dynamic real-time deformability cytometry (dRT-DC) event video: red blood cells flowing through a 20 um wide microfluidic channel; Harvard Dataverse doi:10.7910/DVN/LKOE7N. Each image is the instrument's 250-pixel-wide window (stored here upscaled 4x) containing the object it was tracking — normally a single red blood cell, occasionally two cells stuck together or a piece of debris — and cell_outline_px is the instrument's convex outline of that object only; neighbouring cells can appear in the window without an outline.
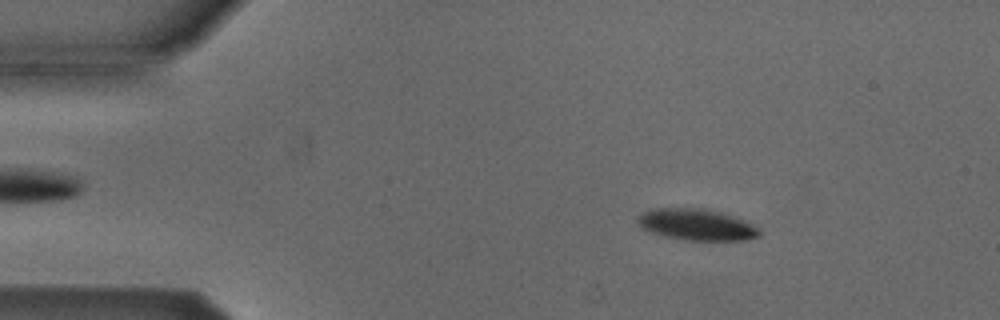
{"species": "Egyptian fruit bat (a non-hibernating species)", "species_latin": "Rousettus aegyptiacus", "temperature_condition": "cold", "stored_images_in_passage": 53, "camera_frame_rate_fps": 3000, "um_per_image_px": 0.085, "animal": {"sex": "male"}, "frame": {"image": 1, "passage_image": 8, "time_ms": 2.333, "image_size_px": [1000, 320], "cell_outline_px": [[760, 236], [748, 240], [684, 240], [652, 232], [640, 228], [636, 220], [644, 212], [652, 208], [700, 208], [720, 212], [752, 224], [760, 228]], "centroid_in_image_um": [59.21, 19.1], "position_along_channel_um": 25.8, "area_um2": 22.02}}
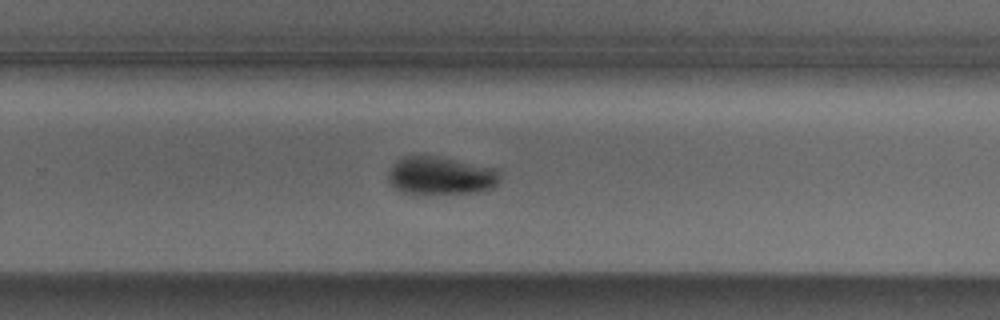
{"frame": {"image": 2, "passage_image": 34, "time_ms": 11.0, "image_size_px": [1000, 320], "cell_outline_px": [[500, 180], [492, 188], [472, 192], [416, 196], [392, 188], [388, 180], [388, 172], [392, 164], [396, 160], [404, 156], [436, 156], [500, 168]], "centroid_in_image_um": [37.43, 14.95], "position_along_channel_um": 292.4, "area_um2": 25.55}}
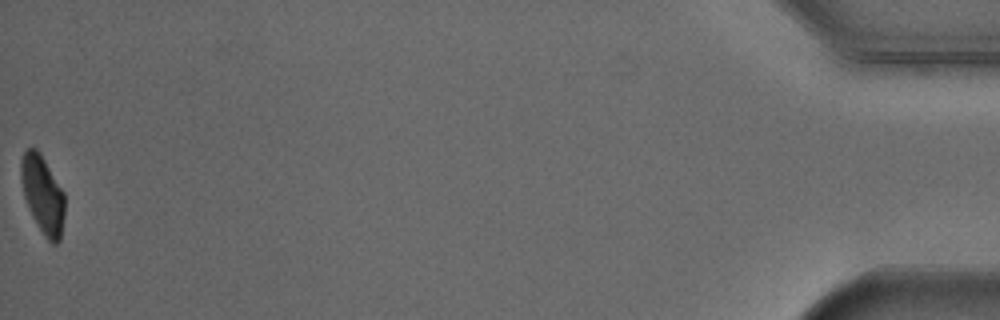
{"frame": {"image": 3, "passage_image": 53, "time_ms": 17.333, "image_size_px": [1000, 320], "cell_outline_px": [[64, 216], [60, 240], [56, 244], [52, 244], [44, 236], [32, 216], [28, 208], [24, 196], [20, 180], [20, 160], [24, 152], [28, 148], [36, 148], [40, 152], [64, 192]], "centroid_in_image_um": [3.61, 16.53], "position_along_channel_um": 431.6, "area_um2": 19.94}, "authors_computed_cell_mechanics": {"area_um2": 22.8888, "velocity_mm_per_s": 3.8442, "shape_relaxation_time_tau1_ms": 3.1284, "shape_relaxation_time_tau2_ms": null, "deformation_change_tau1": 0.0919, "deformation_change_tau2": null}}